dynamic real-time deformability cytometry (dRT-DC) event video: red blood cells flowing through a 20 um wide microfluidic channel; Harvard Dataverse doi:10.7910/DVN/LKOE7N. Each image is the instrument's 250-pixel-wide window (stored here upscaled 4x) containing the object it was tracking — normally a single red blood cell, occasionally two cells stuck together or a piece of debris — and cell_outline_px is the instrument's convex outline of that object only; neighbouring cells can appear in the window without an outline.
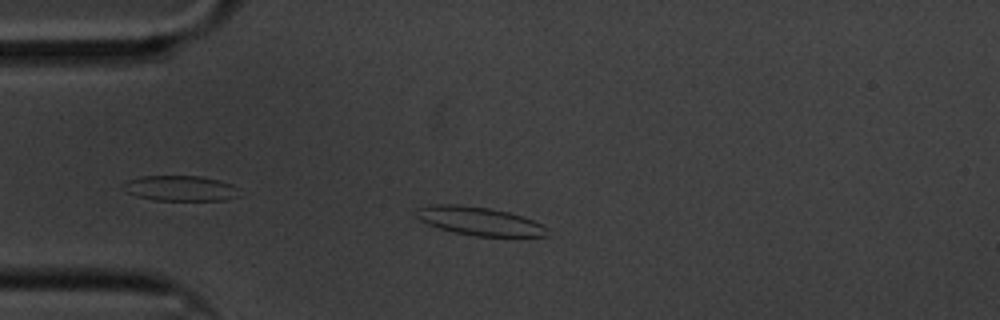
{"species": "common noctule bat (a hibernating species)", "species_latin": "Nyctalus noctula", "temperature_condition": "cold", "stored_images_in_passage": 39, "camera_frame_rate_fps": 3000, "um_per_image_px": 0.085, "animal": {"sex": "male", "body_mass_g": 20.1, "forearm_length_mm": 53.5}, "frame": {"image": 1, "passage_image": 5, "time_ms": 1.333, "image_size_px": [1000, 320], "cell_outline_px": [[552, 236], [476, 236], [452, 232], [428, 224], [412, 216], [416, 208], [436, 204], [456, 204], [488, 208], [508, 212], [532, 220], [548, 228]], "centroid_in_image_um": [40.71, 18.8], "position_along_channel_um": 44.3, "area_um2": 21.73}}
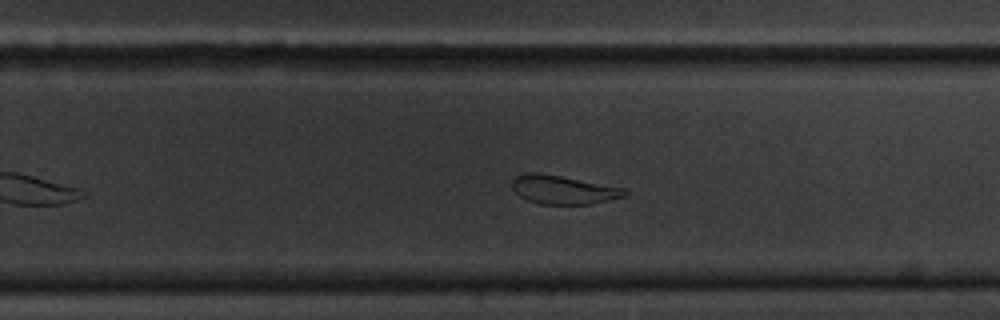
{"frame": {"image": 2, "passage_image": 28, "time_ms": 9.0, "image_size_px": [1000, 320], "cell_outline_px": [[628, 196], [592, 204], [540, 204], [528, 200], [520, 196], [512, 188], [512, 180], [516, 176], [524, 172], [536, 172], [560, 176], [624, 188], [628, 192]], "centroid_in_image_um": [47.88, 16.13], "position_along_channel_um": 281.9, "area_um2": 18.79}}
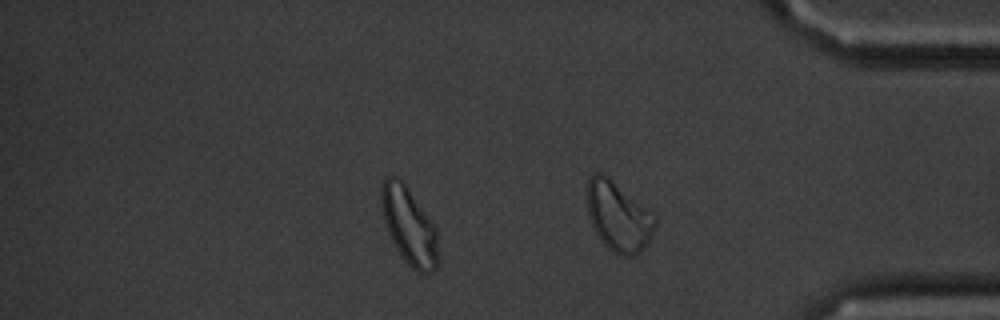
{"frame": {"image": 3, "passage_image": 38, "time_ms": 12.333, "image_size_px": [1000, 320], "cell_outline_px": [[440, 260], [436, 268], [432, 272], [416, 272], [404, 260], [396, 248], [388, 232], [384, 220], [380, 204], [380, 188], [384, 180], [388, 176], [400, 176], [436, 228]], "centroid_in_image_um": [34.77, 19.2], "position_along_channel_um": 400.4, "area_um2": 25.84}, "authors_computed_cell_mechanics": {"area_um2": 19.8832, "velocity_mm_per_s": 3.3528, "shape_relaxation_time_tau1_ms": 7.5308, "shape_relaxation_time_tau2_ms": 2.6563, "deformation_change_tau1": 0.1952, "deformation_change_tau2": 0.0741}}